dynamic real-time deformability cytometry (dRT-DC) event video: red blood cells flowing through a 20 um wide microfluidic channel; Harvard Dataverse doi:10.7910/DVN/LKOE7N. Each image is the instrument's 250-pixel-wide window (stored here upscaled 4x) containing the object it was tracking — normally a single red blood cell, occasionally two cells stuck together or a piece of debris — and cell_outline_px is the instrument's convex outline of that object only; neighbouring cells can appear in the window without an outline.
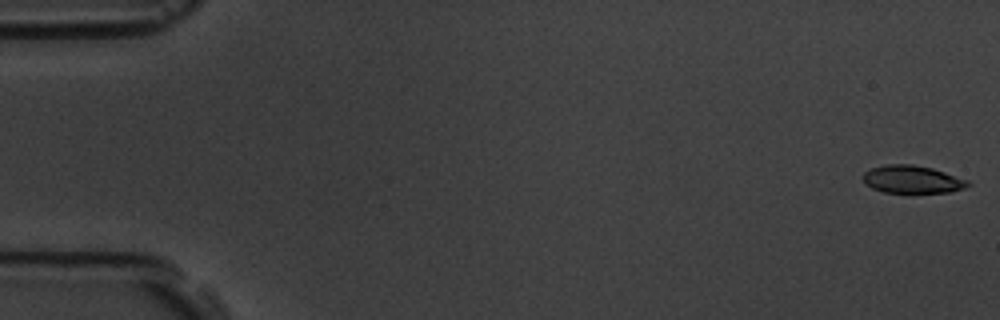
{"species": "common noctule bat (a hibernating species)", "species_latin": "Nyctalus noctula", "temperature_condition": "room temperature", "stored_images_in_passage": 7, "camera_frame_rate_fps": 3000, "um_per_image_px": 0.085, "animal": {"sex": "male", "body_mass_g": 19.5, "forearm_length_mm": 54.6}, "frame": {"image": 1, "passage_image": 1, "time_ms": 0.0, "image_size_px": [1000, 320], "cell_outline_px": [[972, 184], [964, 188], [952, 192], [912, 196], [884, 192], [872, 188], [864, 180], [864, 172], [872, 168], [888, 164], [912, 164], [932, 168], [968, 180]], "centroid_in_image_um": [77.59, 15.31], "position_along_channel_um": 7.4, "area_um2": 17.69}}
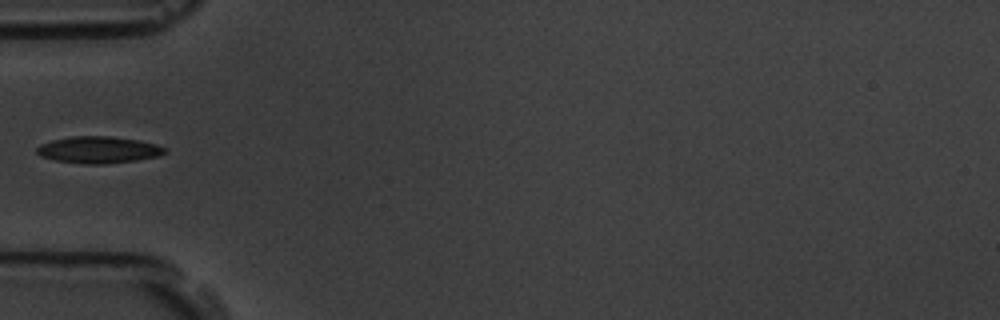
{"frame": {"image": 2, "passage_image": 6, "time_ms": 6.0, "image_size_px": [1000, 320], "cell_outline_px": [[168, 152], [160, 156], [136, 160], [104, 164], [80, 164], [56, 160], [40, 156], [36, 152], [36, 148], [40, 144], [52, 140], [72, 136], [108, 136], [136, 140], [156, 144], [164, 148]], "centroid_in_image_um": [8.35, 12.74], "position_along_channel_um": 76.6, "area_um2": 19.94}}
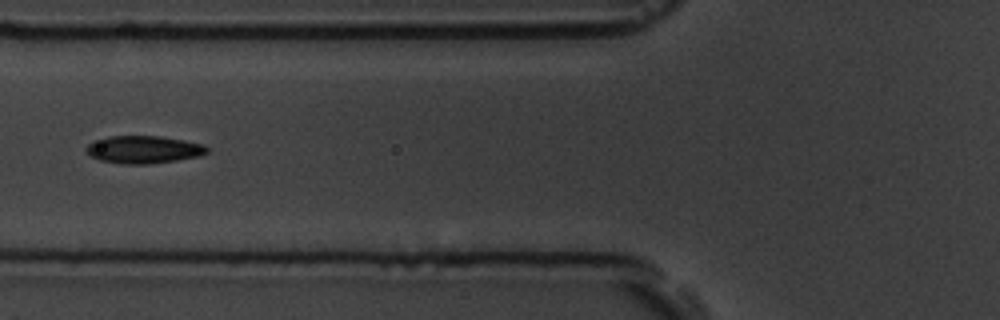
{"frame": {"image": 3, "passage_image": 7, "time_ms": 7.0, "image_size_px": [1000, 320], "cell_outline_px": [[208, 152], [200, 156], [176, 160], [148, 164], [124, 164], [100, 160], [92, 156], [84, 148], [92, 140], [108, 136], [160, 136], [184, 140], [204, 144], [208, 148]], "centroid_in_image_um": [12.2, 12.7], "position_along_channel_um": 113.6, "area_um2": 19.48}}